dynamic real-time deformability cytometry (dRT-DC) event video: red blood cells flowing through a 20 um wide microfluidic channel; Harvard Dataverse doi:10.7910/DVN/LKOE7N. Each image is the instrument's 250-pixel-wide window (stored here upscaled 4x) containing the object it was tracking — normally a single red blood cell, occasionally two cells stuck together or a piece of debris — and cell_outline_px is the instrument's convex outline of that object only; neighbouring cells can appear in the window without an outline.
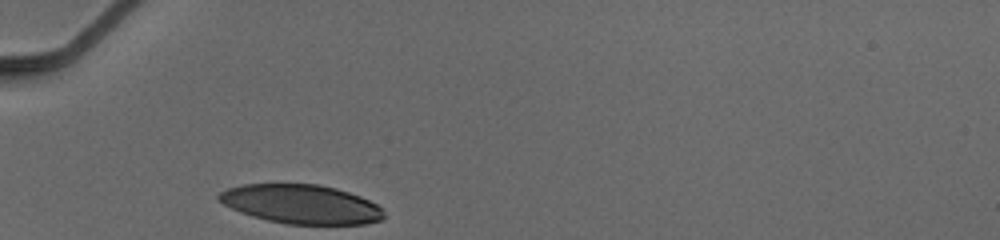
{"species": "human", "species_latin": "Homo sapiens", "temperature_condition": "cold", "stored_images_in_passage": 26, "camera_frame_rate_fps": 3000, "um_per_image_px": 0.085, "donor": {"sex": "male"}, "frame": {"image": 1, "passage_image": 1, "time_ms": 0.0, "image_size_px": [1000, 240], "cell_outline_px": [[384, 216], [380, 220], [364, 224], [288, 224], [268, 220], [252, 216], [240, 212], [224, 204], [216, 196], [220, 192], [228, 188], [244, 184], [316, 184], [336, 188], [360, 196], [376, 204], [384, 212]], "centroid_in_image_um": [25.59, 17.35], "position_along_channel_um": 59.4, "area_um2": 37.28}}
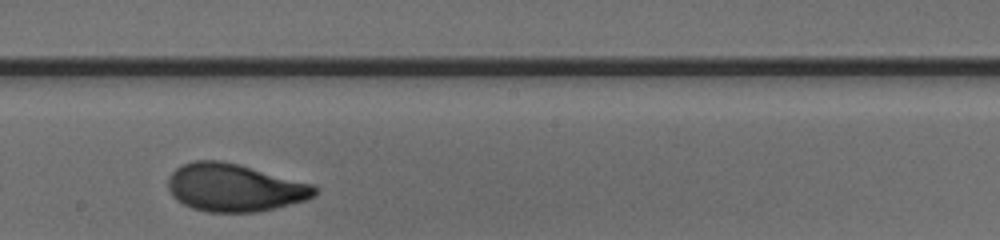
{"frame": {"image": 2, "passage_image": 15, "time_ms": 4.667, "image_size_px": [1000, 240], "cell_outline_px": [[316, 196], [304, 200], [256, 212], [208, 212], [192, 208], [176, 200], [172, 196], [168, 188], [168, 176], [180, 164], [192, 160], [220, 160], [240, 164], [312, 184], [316, 188]], "centroid_in_image_um": [19.87, 15.93], "position_along_channel_um": 228.3, "area_um2": 40.81}}
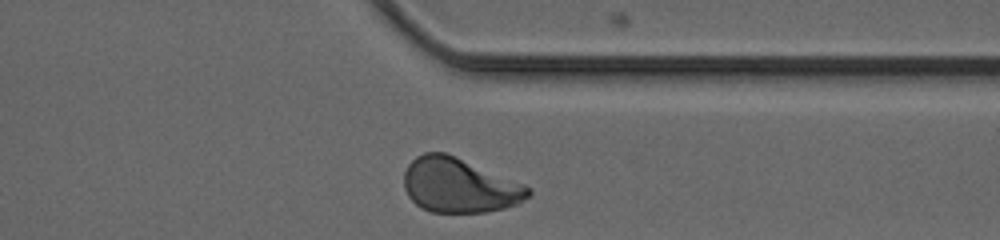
{"frame": {"image": 3, "passage_image": 26, "time_ms": 8.333, "image_size_px": [1000, 240], "cell_outline_px": [[532, 192], [524, 200], [516, 204], [504, 208], [484, 212], [432, 212], [420, 208], [408, 196], [404, 188], [404, 172], [408, 164], [416, 156], [424, 152], [448, 152], [524, 184], [532, 188]], "centroid_in_image_um": [39.03, 15.74], "position_along_channel_um": 372.4, "area_um2": 39.77}, "authors_computed_cell_mechanics": {"area_um2": 40.2866, "velocity_mm_per_s": 3.9125, "shape_relaxation_time_tau1_ms": 4.3769, "shape_relaxation_time_tau2_ms": 0.8548, "deformation_change_tau1": 0.1955, "deformation_change_tau2": 0.0586}}